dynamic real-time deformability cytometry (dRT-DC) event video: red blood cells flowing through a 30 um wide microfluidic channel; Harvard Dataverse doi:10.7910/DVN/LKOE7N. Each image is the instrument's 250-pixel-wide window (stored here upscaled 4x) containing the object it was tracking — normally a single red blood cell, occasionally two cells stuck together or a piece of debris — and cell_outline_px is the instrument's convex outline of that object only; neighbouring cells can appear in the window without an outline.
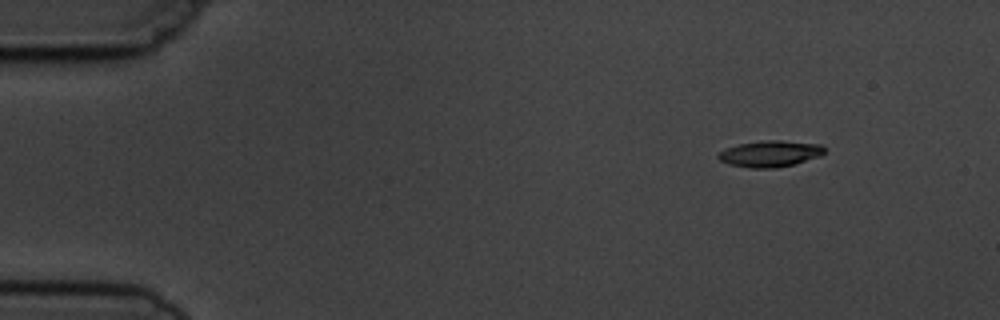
{"species": "common noctule bat (a hibernating species)", "species_latin": "Nyctalus noctula", "temperature_condition": "cold", "stored_images_in_passage": 6, "camera_frame_rate_fps": 3000, "um_per_image_px": 0.085, "animal": {"sex": "male", "body_mass_g": 19.5, "forearm_length_mm": 54.6}, "frame": {"image": 1, "passage_image": 1, "time_ms": 0.0, "image_size_px": [1000, 320], "cell_outline_px": [[824, 152], [820, 156], [796, 164], [776, 168], [748, 168], [728, 164], [720, 160], [716, 156], [724, 148], [740, 144], [764, 140], [780, 140], [820, 144], [824, 148]], "centroid_in_image_um": [65.44, 13.07], "position_along_channel_um": 19.6, "area_um2": 16.36}}
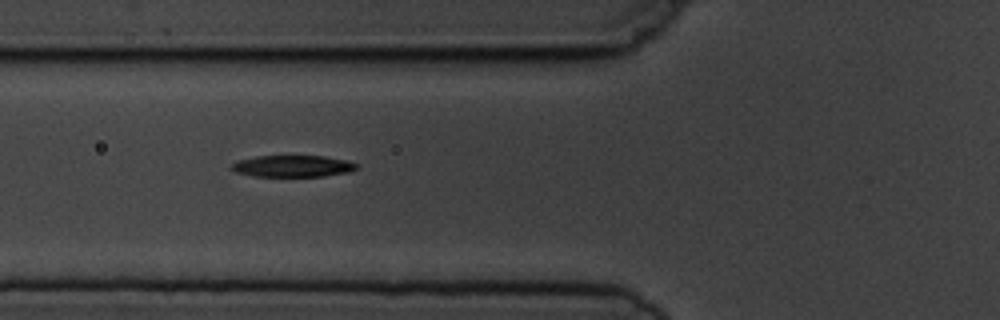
{"frame": {"image": 2, "passage_image": 5, "time_ms": 4.667, "image_size_px": [1000, 320], "cell_outline_px": [[360, 168], [348, 172], [324, 176], [252, 176], [236, 172], [232, 168], [232, 164], [240, 160], [256, 156], [324, 156], [348, 160], [360, 164]], "centroid_in_image_um": [24.97, 14.12], "position_along_channel_um": 100.8, "area_um2": 15.78}}
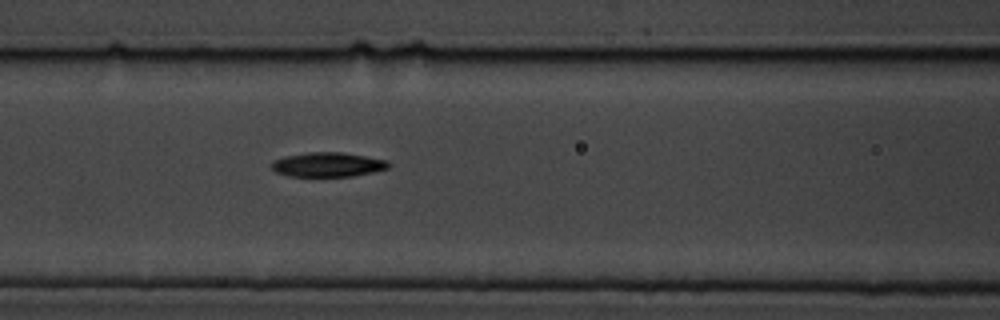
{"frame": {"image": 3, "passage_image": 6, "time_ms": 5.667, "image_size_px": [1000, 320], "cell_outline_px": [[392, 164], [388, 168], [372, 172], [352, 176], [288, 176], [276, 172], [272, 168], [272, 160], [284, 156], [308, 152], [340, 152], [388, 160]], "centroid_in_image_um": [27.86, 13.98], "position_along_channel_um": 138.7, "area_um2": 16.65}}